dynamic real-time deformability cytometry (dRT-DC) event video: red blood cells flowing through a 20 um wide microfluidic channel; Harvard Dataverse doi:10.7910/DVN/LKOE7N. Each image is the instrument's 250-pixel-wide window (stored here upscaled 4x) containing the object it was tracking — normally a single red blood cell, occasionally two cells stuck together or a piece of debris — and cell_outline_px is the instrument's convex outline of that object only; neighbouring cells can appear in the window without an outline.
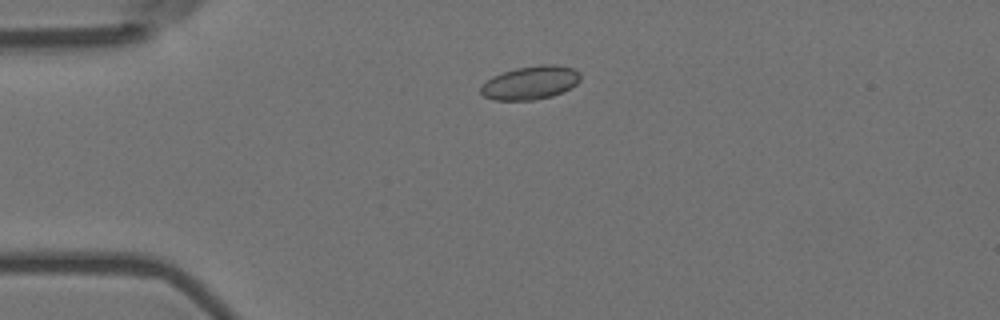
{"species": "Egyptian fruit bat (a non-hibernating species)", "species_latin": "Rousettus aegyptiacus", "temperature_condition": "room temperature", "stored_images_in_passage": 4, "camera_frame_rate_fps": 3000, "um_per_image_px": 0.085, "animal": {"sex": "female"}, "frame": {"image": 1, "passage_image": 3, "time_ms": 0.667, "image_size_px": [1000, 320], "cell_outline_px": [[580, 80], [576, 84], [564, 92], [552, 96], [532, 100], [492, 100], [484, 96], [480, 92], [480, 88], [492, 76], [516, 68], [540, 64], [556, 64], [572, 68], [580, 72]], "centroid_in_image_um": [45.11, 7.03], "position_along_channel_um": 39.9, "area_um2": 19.48}}